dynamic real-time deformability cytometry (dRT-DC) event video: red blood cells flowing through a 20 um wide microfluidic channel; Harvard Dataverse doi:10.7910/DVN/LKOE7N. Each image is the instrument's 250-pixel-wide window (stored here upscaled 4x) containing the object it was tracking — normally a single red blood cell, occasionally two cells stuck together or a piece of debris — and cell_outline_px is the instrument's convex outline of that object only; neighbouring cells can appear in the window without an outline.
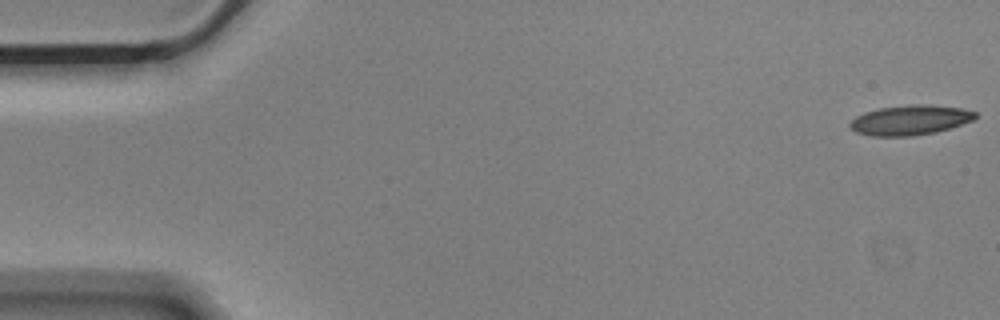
{"species": "Egyptian fruit bat (a non-hibernating species)", "species_latin": "Rousettus aegyptiacus", "temperature_condition": "cold", "stored_images_in_passage": 52, "camera_frame_rate_fps": 3000, "um_per_image_px": 0.085, "animal": {"sex": "male"}, "frame": {"image": 1, "passage_image": 1, "time_ms": 0.0, "image_size_px": [1000, 320], "cell_outline_px": [[976, 116], [972, 120], [936, 132], [912, 136], [872, 136], [856, 132], [848, 124], [856, 116], [864, 112], [880, 108], [912, 104], [928, 104], [960, 108], [976, 112]], "centroid_in_image_um": [77.33, 10.2], "position_along_channel_um": 7.7, "area_um2": 21.62}}
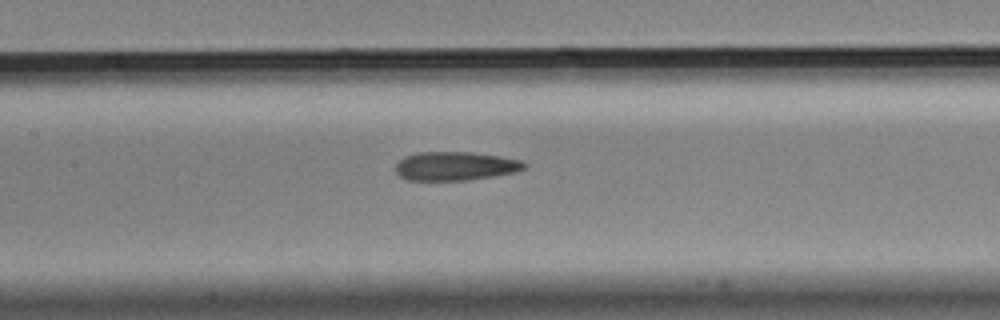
{"frame": {"image": 2, "passage_image": 26, "time_ms": 8.333, "image_size_px": [1000, 320], "cell_outline_px": [[528, 164], [524, 168], [516, 172], [468, 180], [408, 180], [400, 176], [396, 172], [396, 160], [404, 156], [420, 152], [472, 152], [500, 156], [524, 160]], "centroid_in_image_um": [38.71, 14.1], "position_along_channel_um": 168.7, "area_um2": 21.73}}
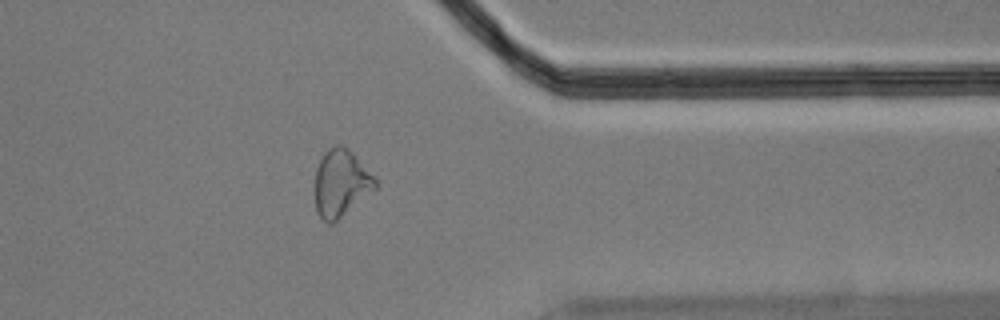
{"frame": {"image": 3, "passage_image": 45, "time_ms": 14.667, "image_size_px": [1000, 320], "cell_outline_px": [[376, 188], [332, 224], [328, 224], [320, 220], [316, 212], [316, 168], [324, 152], [328, 148], [336, 144], [344, 144], [352, 152], [376, 180]], "centroid_in_image_um": [28.95, 15.57], "position_along_channel_um": 382.5, "area_um2": 23.35}}